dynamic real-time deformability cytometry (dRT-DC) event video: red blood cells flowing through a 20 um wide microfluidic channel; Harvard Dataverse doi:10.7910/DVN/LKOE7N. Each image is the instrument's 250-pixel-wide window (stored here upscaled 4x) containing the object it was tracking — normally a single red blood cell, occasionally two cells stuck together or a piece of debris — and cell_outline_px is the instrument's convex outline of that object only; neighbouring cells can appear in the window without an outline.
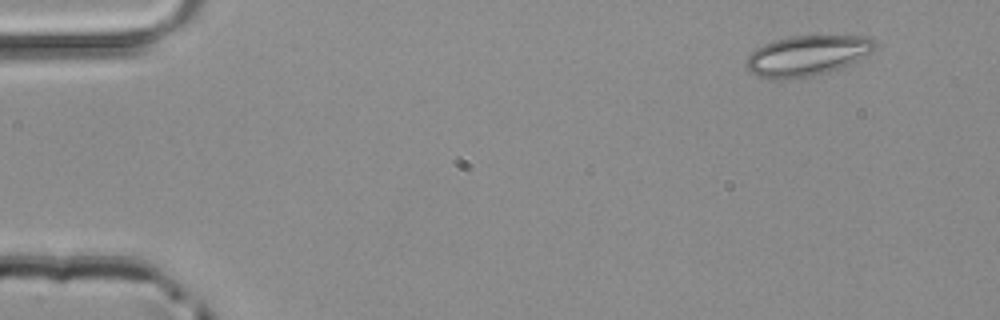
{"species": "common noctule bat (a hibernating species)", "species_latin": "Nyctalus noctula", "temperature_condition": "room temperature", "stored_images_in_passage": 46, "camera_frame_rate_fps": 3000, "um_per_image_px": 0.085, "animal": {"sex": "male", "body_mass_g": 20.4}, "frame": {"image": 1, "passage_image": 1, "time_ms": 0.0, "image_size_px": [1000, 320], "cell_outline_px": [[876, 48], [872, 52], [840, 68], [828, 72], [788, 80], [784, 80], [756, 76], [748, 72], [744, 68], [744, 64], [748, 56], [756, 48], [764, 44], [788, 36], [872, 36], [876, 40]], "centroid_in_image_um": [68.58, 4.73], "position_along_channel_um": 16.4, "area_um2": 30.46}}
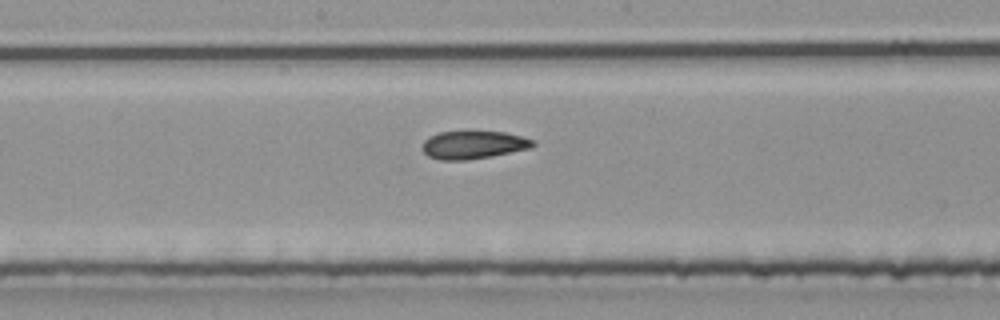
{"frame": {"image": 2, "passage_image": 23, "time_ms": 7.333, "image_size_px": [1000, 320], "cell_outline_px": [[536, 144], [532, 148], [492, 156], [468, 160], [440, 160], [428, 156], [420, 148], [424, 140], [428, 136], [440, 132], [504, 132], [536, 140]], "centroid_in_image_um": [40.23, 12.32], "position_along_channel_um": 208.0, "area_um2": 18.15}}
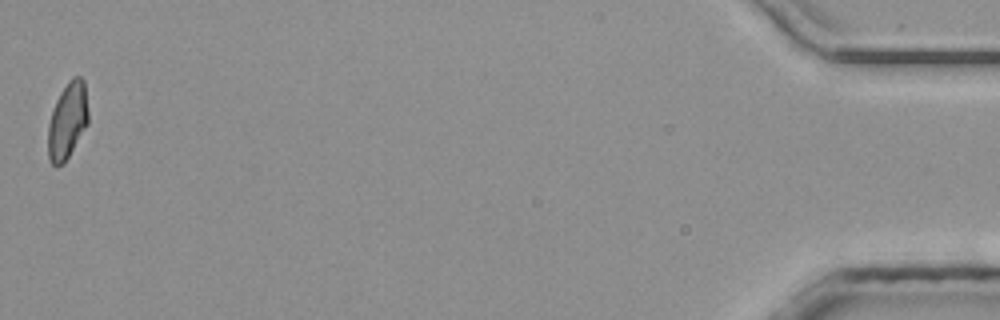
{"frame": {"image": 3, "passage_image": 46, "time_ms": 15.0, "image_size_px": [1000, 320], "cell_outline_px": [[88, 124], [64, 164], [56, 168], [52, 164], [48, 156], [48, 124], [56, 100], [60, 92], [68, 80], [72, 76], [80, 76], [84, 80], [88, 112]], "centroid_in_image_um": [5.73, 10.27], "position_along_channel_um": 429.5, "area_um2": 18.09}}